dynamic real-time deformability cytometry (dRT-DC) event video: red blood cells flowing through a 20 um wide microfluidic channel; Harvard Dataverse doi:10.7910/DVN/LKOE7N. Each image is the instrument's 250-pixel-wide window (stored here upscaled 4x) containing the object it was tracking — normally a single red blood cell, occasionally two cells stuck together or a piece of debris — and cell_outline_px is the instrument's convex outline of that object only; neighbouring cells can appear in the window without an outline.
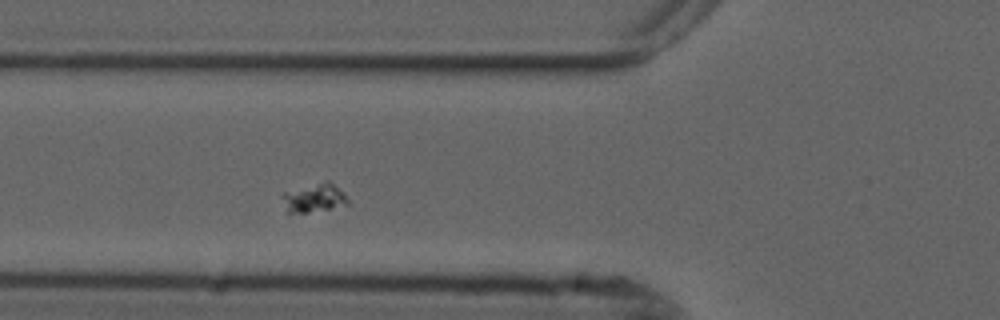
{"species": "common noctule bat (a hibernating species)", "species_latin": "Nyctalus noctula", "temperature_condition": "cold", "stored_images_in_passage": 41, "camera_frame_rate_fps": 3000, "um_per_image_px": 0.085, "animal": {"sex": "male", "forearm_length_mm": 52.5}, "frame": {"image": 1, "passage_image": 4, "time_ms": 1.0, "image_size_px": [1000, 320], "cell_outline_px": [[348, 204], [308, 212], [284, 212], [284, 192], [328, 180], [348, 200]], "centroid_in_image_um": [26.65, 16.83], "position_along_channel_um": 99.1, "area_um2": 10.29}}
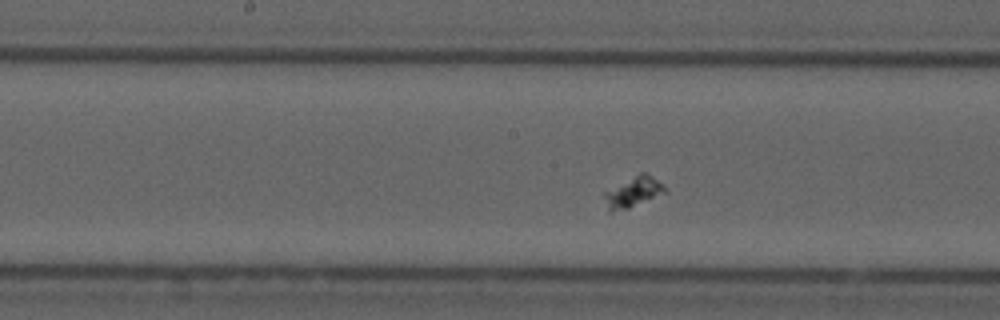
{"frame": {"image": 2, "passage_image": 12, "time_ms": 3.667, "image_size_px": [1000, 320], "cell_outline_px": [[668, 192], [628, 208], [612, 212], [608, 212], [604, 196], [604, 192], [640, 172], [644, 172], [664, 184]], "centroid_in_image_um": [53.84, 16.33], "position_along_channel_um": 194.4, "area_um2": 10.64}}
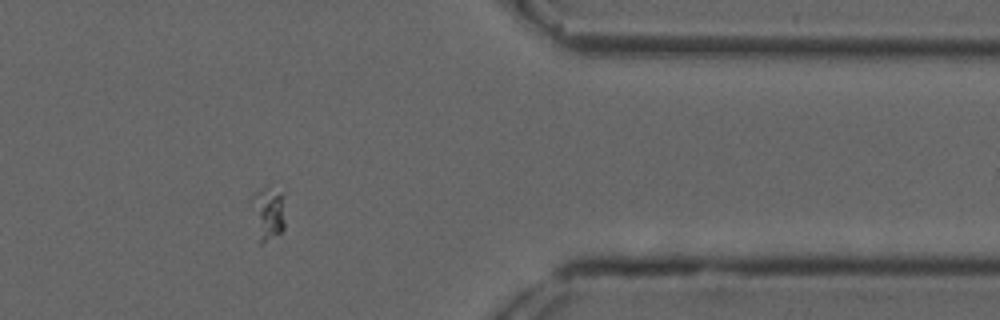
{"frame": {"image": 3, "passage_image": 30, "time_ms": 9.667, "image_size_px": [1000, 320], "cell_outline_px": [[284, 228], [280, 232], [260, 244], [248, 200], [248, 196], [264, 188], [284, 192]], "centroid_in_image_um": [22.74, 18.08], "position_along_channel_um": 388.7, "area_um2": 10.64}}